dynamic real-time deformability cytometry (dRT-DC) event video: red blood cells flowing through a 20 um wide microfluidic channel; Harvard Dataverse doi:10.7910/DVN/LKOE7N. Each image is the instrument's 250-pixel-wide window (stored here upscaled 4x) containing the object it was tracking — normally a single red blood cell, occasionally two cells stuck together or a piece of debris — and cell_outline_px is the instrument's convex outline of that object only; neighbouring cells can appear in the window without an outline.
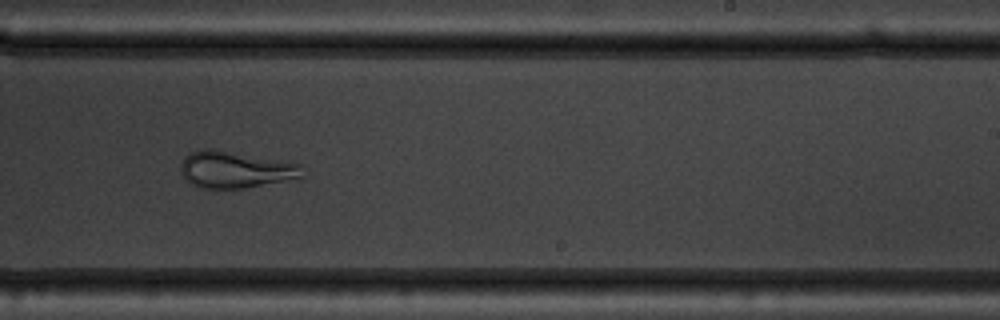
{"species": "common noctule bat (a hibernating species)", "species_latin": "Nyctalus noctula", "temperature_condition": "warm", "stored_images_in_passage": 41, "camera_frame_rate_fps": 3000, "um_per_image_px": 0.085, "animal": {"sex": "male", "body_mass_g": 19.5, "forearm_length_mm": 54.6}, "frame": {"image": 1, "passage_image": 21, "time_ms": 6.667, "image_size_px": [1000, 320], "cell_outline_px": [[300, 176], [244, 188], [200, 188], [188, 184], [184, 180], [180, 168], [180, 164], [184, 156], [192, 152], [204, 148], [212, 148], [280, 160], [300, 164]], "centroid_in_image_um": [19.85, 14.4], "position_along_channel_um": 269.2, "area_um2": 25.66}}
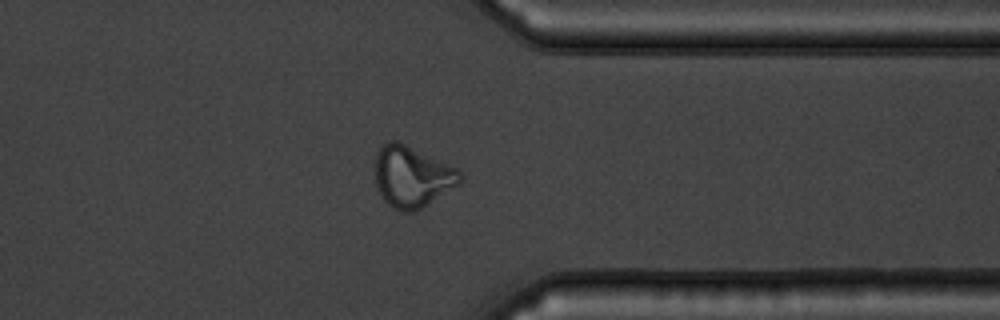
{"frame": {"image": 2, "passage_image": 30, "time_ms": 9.667, "image_size_px": [1000, 320], "cell_outline_px": [[464, 180], [460, 184], [420, 208], [412, 212], [400, 212], [392, 208], [384, 200], [376, 184], [376, 152], [380, 144], [388, 140], [396, 140], [460, 168], [464, 172]], "centroid_in_image_um": [35.06, 14.99], "position_along_channel_um": 376.3, "area_um2": 30.75}}
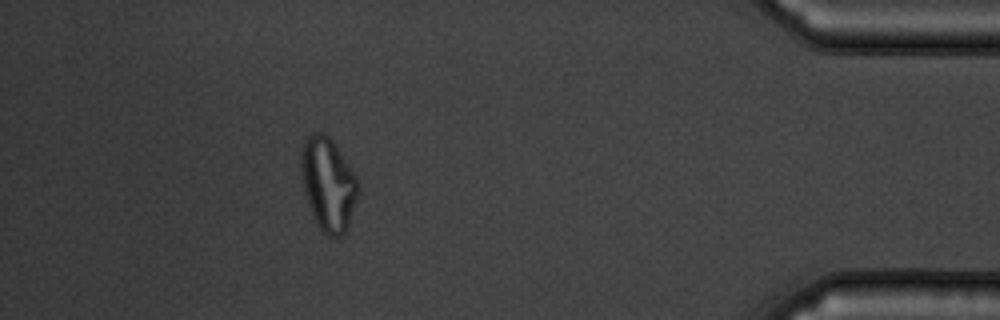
{"frame": {"image": 3, "passage_image": 36, "time_ms": 11.667, "image_size_px": [1000, 320], "cell_outline_px": [[360, 188], [348, 228], [340, 236], [328, 236], [316, 224], [312, 216], [304, 196], [300, 168], [300, 152], [304, 140], [312, 132], [324, 132], [332, 140], [356, 172], [360, 184]], "centroid_in_image_um": [27.89, 15.62], "position_along_channel_um": 407.3, "area_um2": 31.79}}